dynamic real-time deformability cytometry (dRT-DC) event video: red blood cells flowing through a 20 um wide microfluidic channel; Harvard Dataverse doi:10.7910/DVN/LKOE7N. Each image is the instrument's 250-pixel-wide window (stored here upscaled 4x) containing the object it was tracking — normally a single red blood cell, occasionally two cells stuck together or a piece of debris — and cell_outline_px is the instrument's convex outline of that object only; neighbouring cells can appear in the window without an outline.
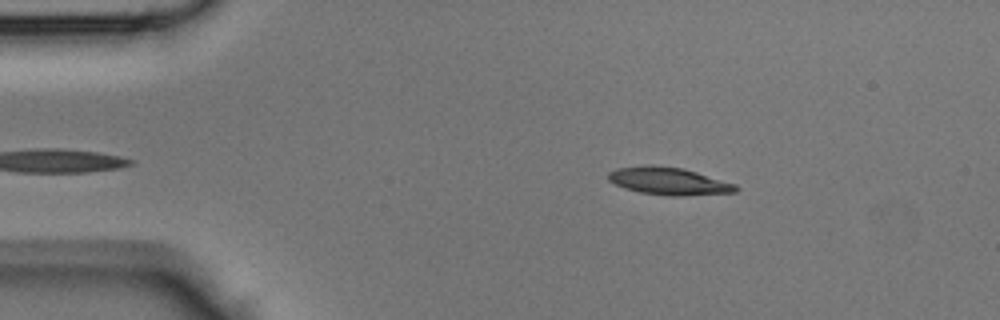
{"species": "Egyptian fruit bat (a non-hibernating species)", "species_latin": "Rousettus aegyptiacus", "temperature_condition": "room temperature", "stored_images_in_passage": 34, "camera_frame_rate_fps": 3000, "um_per_image_px": 0.085, "animal": {"sex": "male"}, "frame": {"image": 1, "passage_image": 3, "time_ms": 0.667, "image_size_px": [1000, 320], "cell_outline_px": [[740, 188], [736, 192], [680, 196], [672, 196], [640, 192], [624, 188], [608, 180], [608, 172], [616, 168], [644, 164], [652, 164], [684, 168], [736, 184]], "centroid_in_image_um": [56.83, 15.37], "position_along_channel_um": 28.2, "area_um2": 20.63}}
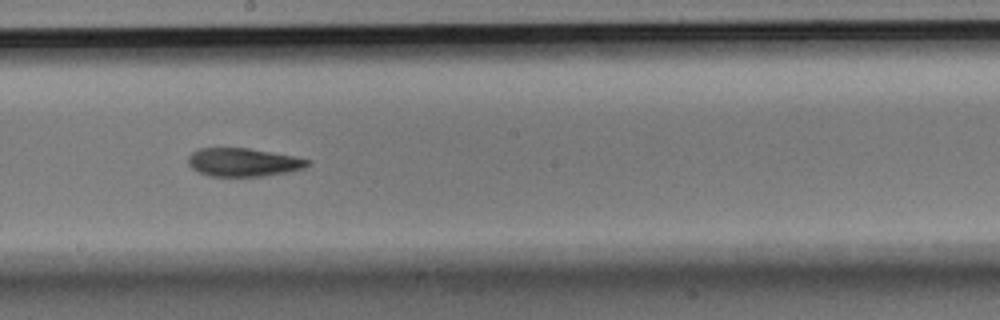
{"frame": {"image": 2, "passage_image": 20, "time_ms": 6.333, "image_size_px": [1000, 320], "cell_outline_px": [[312, 164], [304, 168], [288, 172], [264, 176], [212, 176], [200, 172], [192, 168], [188, 164], [188, 156], [192, 152], [200, 148], [248, 148], [292, 156], [312, 160]], "centroid_in_image_um": [20.7, 13.79], "position_along_channel_um": 227.5, "area_um2": 19.65}}
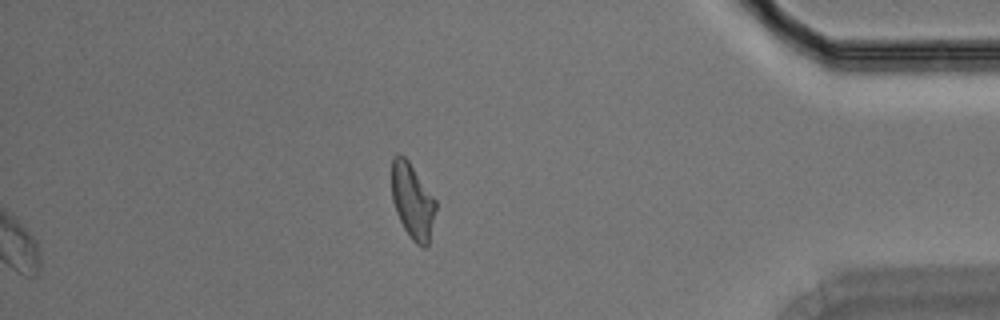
{"frame": {"image": 3, "passage_image": 34, "time_ms": 11.0, "image_size_px": [1000, 320], "cell_outline_px": [[436, 208], [428, 244], [424, 248], [416, 244], [412, 240], [404, 228], [396, 212], [392, 200], [392, 156], [404, 156], [408, 160], [436, 200]], "centroid_in_image_um": [35.06, 17.1], "position_along_channel_um": 400.1, "area_um2": 19.07}}